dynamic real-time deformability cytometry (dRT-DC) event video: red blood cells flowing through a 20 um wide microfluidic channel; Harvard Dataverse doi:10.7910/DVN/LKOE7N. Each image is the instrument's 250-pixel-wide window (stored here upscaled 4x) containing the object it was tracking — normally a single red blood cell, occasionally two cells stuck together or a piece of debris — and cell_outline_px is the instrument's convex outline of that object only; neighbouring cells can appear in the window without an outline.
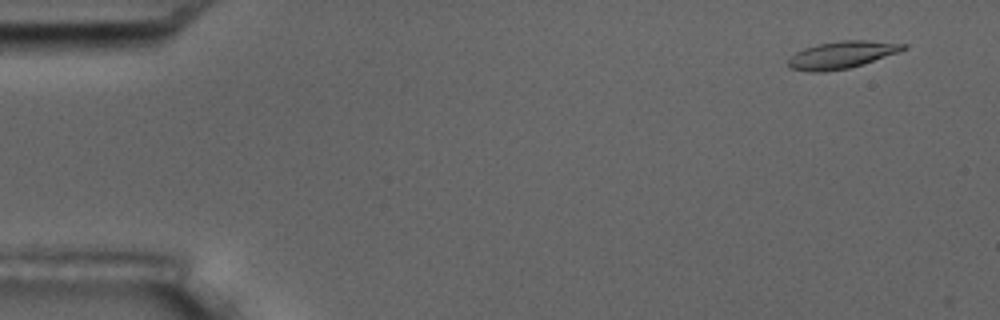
{"species": "common noctule bat (a hibernating species)", "species_latin": "Nyctalus noctula", "temperature_condition": "room temperature", "stored_images_in_passage": 6, "camera_frame_rate_fps": 3000, "um_per_image_px": 0.085, "animal": {"sex": "male", "body_mass_g": 17.5, "forearm_length_mm": 52.3}, "frame": {"image": 1, "passage_image": 1, "time_ms": 0.0, "image_size_px": [1000, 320], "cell_outline_px": [[908, 48], [900, 52], [864, 64], [848, 68], [824, 72], [808, 72], [788, 68], [788, 60], [796, 52], [804, 48], [816, 44], [840, 40], [868, 40], [908, 44]], "centroid_in_image_um": [71.57, 4.66], "position_along_channel_um": 13.4, "area_um2": 18.55}}